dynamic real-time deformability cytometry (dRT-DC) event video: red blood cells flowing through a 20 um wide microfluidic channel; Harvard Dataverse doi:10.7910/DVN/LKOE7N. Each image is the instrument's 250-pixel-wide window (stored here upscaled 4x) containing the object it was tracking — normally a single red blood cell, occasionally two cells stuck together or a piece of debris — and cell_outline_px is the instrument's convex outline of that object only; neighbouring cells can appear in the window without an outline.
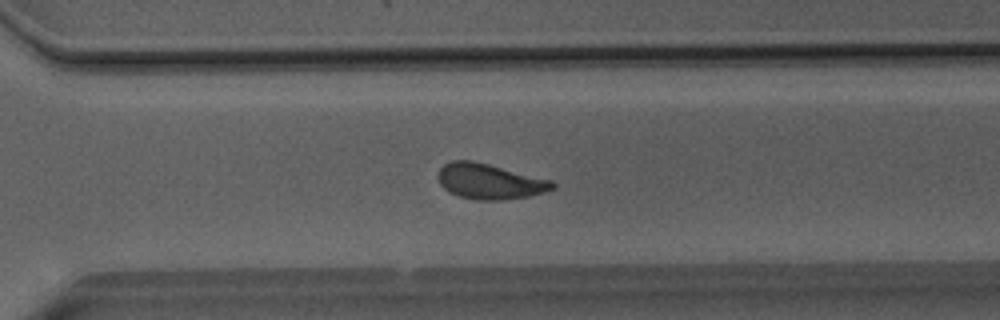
{"species": "Egyptian fruit bat (a non-hibernating species)", "species_latin": "Rousettus aegyptiacus", "temperature_condition": "room temperature", "stored_images_in_passage": 51, "camera_frame_rate_fps": 3000, "um_per_image_px": 0.085, "animal": {"sex": "male"}, "frame": {"image": 1, "passage_image": 35, "time_ms": 11.333, "image_size_px": [1000, 320], "cell_outline_px": [[556, 188], [544, 192], [528, 196], [504, 200], [476, 200], [460, 196], [448, 192], [440, 184], [436, 176], [440, 168], [444, 164], [452, 160], [472, 160], [552, 180], [556, 184]], "centroid_in_image_um": [41.6, 15.42], "position_along_channel_um": 329.0, "area_um2": 23.7}}
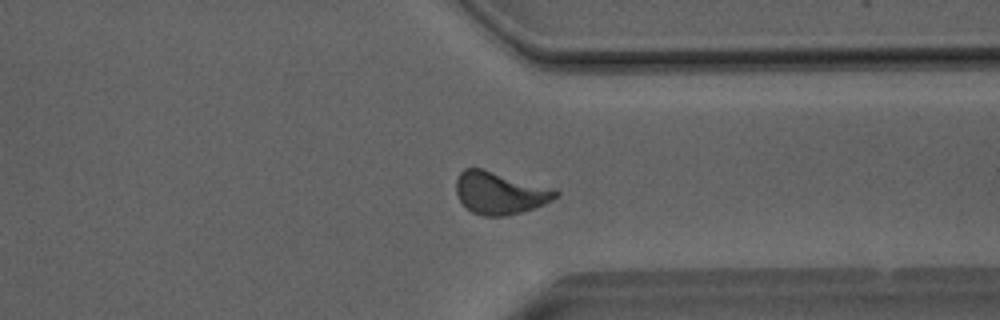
{"frame": {"image": 2, "passage_image": 38, "time_ms": 12.333, "image_size_px": [1000, 320], "cell_outline_px": [[560, 196], [544, 204], [520, 212], [504, 216], [484, 216], [472, 212], [464, 208], [456, 192], [456, 180], [460, 172], [464, 168], [484, 168], [556, 188], [560, 192]], "centroid_in_image_um": [42.51, 16.38], "position_along_channel_um": 368.9, "area_um2": 25.03}}
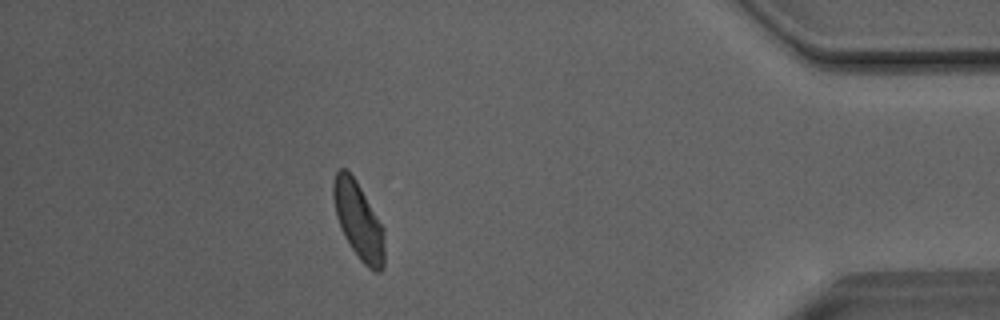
{"frame": {"image": 3, "passage_image": 44, "time_ms": 14.333, "image_size_px": [1000, 320], "cell_outline_px": [[384, 268], [380, 272], [376, 272], [368, 268], [360, 260], [344, 236], [340, 228], [336, 216], [332, 196], [332, 184], [336, 172], [340, 168], [344, 168], [356, 180], [384, 228]], "centroid_in_image_um": [30.47, 18.77], "position_along_channel_um": 404.7, "area_um2": 23.0}, "authors_computed_cell_mechanics": {"area_um2": 23.9292, "velocity_mm_per_s": 4.0366, "shape_relaxation_time_tau1_ms": 3.8816, "shape_relaxation_time_tau2_ms": 1.4235, "deformation_change_tau1": 0.1203, "deformation_change_tau2": 0.0771}}